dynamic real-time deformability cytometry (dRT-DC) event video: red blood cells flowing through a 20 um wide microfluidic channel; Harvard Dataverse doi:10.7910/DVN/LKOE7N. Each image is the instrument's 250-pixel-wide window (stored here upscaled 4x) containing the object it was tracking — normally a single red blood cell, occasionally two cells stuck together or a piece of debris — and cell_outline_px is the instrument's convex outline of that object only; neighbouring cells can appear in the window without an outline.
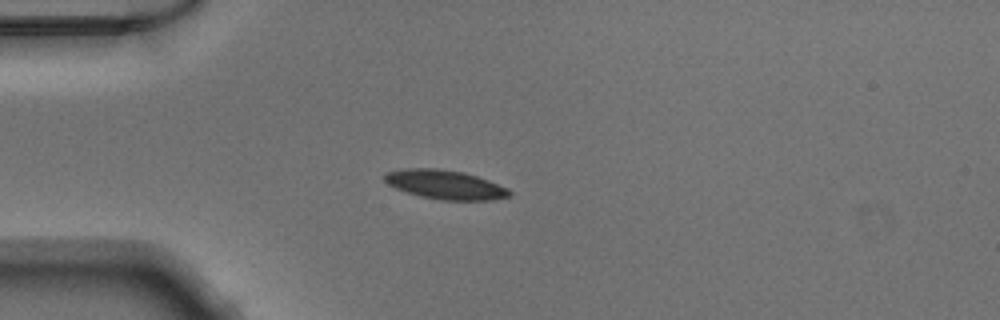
{"species": "Egyptian fruit bat (a non-hibernating species)", "species_latin": "Rousettus aegyptiacus", "temperature_condition": "warm", "stored_images_in_passage": 38, "camera_frame_rate_fps": 3000, "um_per_image_px": 0.085, "animal": {"sex": "male"}, "frame": {"image": 1, "passage_image": 1, "time_ms": 0.0, "image_size_px": [1000, 320], "cell_outline_px": [[512, 196], [492, 200], [440, 200], [420, 196], [396, 188], [388, 184], [384, 180], [384, 172], [408, 168], [436, 168], [464, 172], [488, 180], [508, 188], [512, 192]], "centroid_in_image_um": [37.85, 15.69], "position_along_channel_um": 47.1, "area_um2": 21.21}}
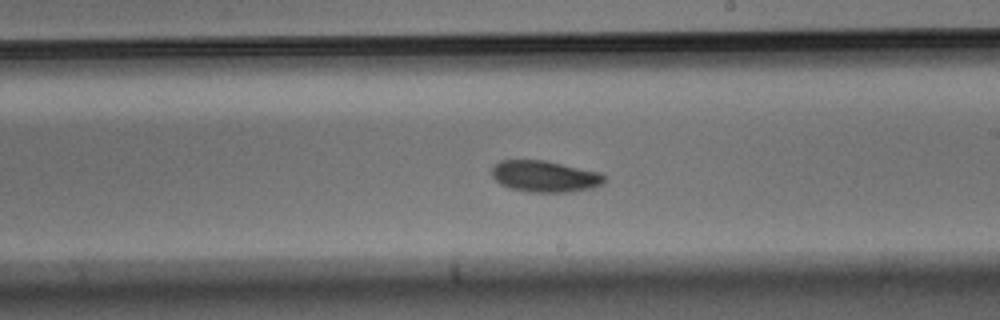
{"frame": {"image": 2, "passage_image": 17, "time_ms": 5.333, "image_size_px": [1000, 320], "cell_outline_px": [[604, 184], [592, 188], [572, 192], [528, 192], [512, 188], [500, 184], [492, 176], [492, 168], [500, 160], [544, 160], [600, 172], [604, 176]], "centroid_in_image_um": [46.32, 14.99], "position_along_channel_um": 242.7, "area_um2": 20.58}}
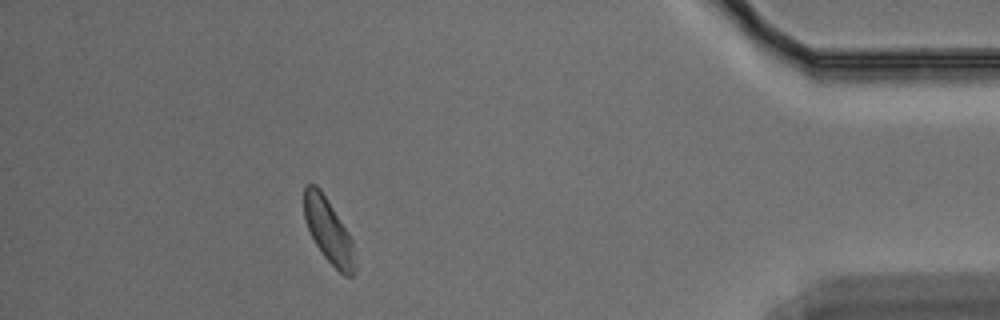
{"frame": {"image": 3, "passage_image": 33, "time_ms": 10.667, "image_size_px": [1000, 320], "cell_outline_px": [[356, 268], [352, 276], [344, 276], [324, 256], [316, 244], [308, 228], [304, 216], [304, 188], [308, 184], [316, 184], [320, 188], [348, 232], [356, 248]], "centroid_in_image_um": [27.96, 19.64], "position_along_channel_um": 407.2, "area_um2": 19.02}}